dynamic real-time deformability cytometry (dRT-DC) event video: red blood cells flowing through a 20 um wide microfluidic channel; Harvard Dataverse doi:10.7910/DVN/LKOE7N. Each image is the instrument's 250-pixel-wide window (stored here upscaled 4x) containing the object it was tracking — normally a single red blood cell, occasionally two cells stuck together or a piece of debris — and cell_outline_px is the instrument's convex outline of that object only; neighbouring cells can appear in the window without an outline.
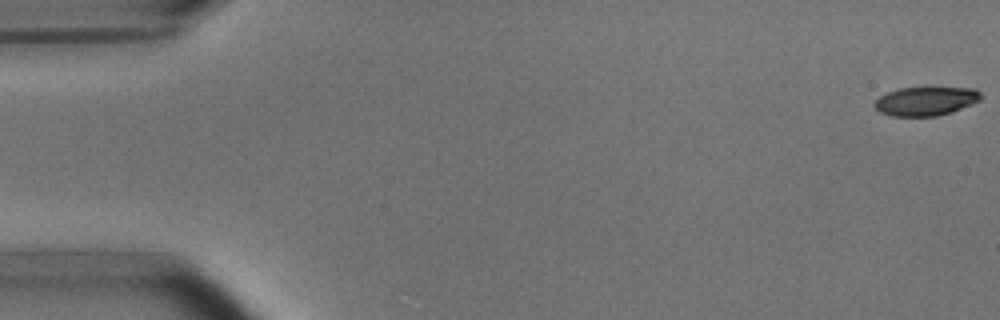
{"species": "common noctule bat (a hibernating species)", "species_latin": "Nyctalus noctula", "temperature_condition": "room temperature", "stored_images_in_passage": 53, "camera_frame_rate_fps": 3000, "um_per_image_px": 0.085, "animal": {"sex": "male", "body_mass_g": 15.6}, "frame": {"image": 1, "passage_image": 1, "time_ms": 0.0, "image_size_px": [1000, 320], "cell_outline_px": [[980, 100], [972, 104], [952, 112], [936, 116], [892, 116], [880, 112], [872, 104], [880, 96], [888, 92], [900, 88], [932, 84], [976, 88], [980, 92]], "centroid_in_image_um": [78.73, 8.53], "position_along_channel_um": 6.3, "area_um2": 18.84}}
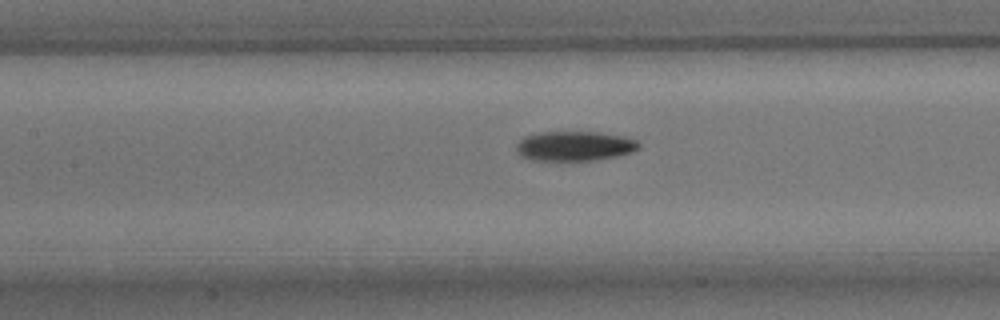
{"frame": {"image": 2, "passage_image": 24, "time_ms": 7.667, "image_size_px": [1000, 320], "cell_outline_px": [[640, 148], [632, 152], [616, 156], [592, 160], [536, 160], [520, 156], [516, 148], [516, 144], [524, 136], [540, 132], [600, 132], [624, 136], [636, 140], [640, 144]], "centroid_in_image_um": [48.85, 12.4], "position_along_channel_um": 158.6, "area_um2": 21.15}}
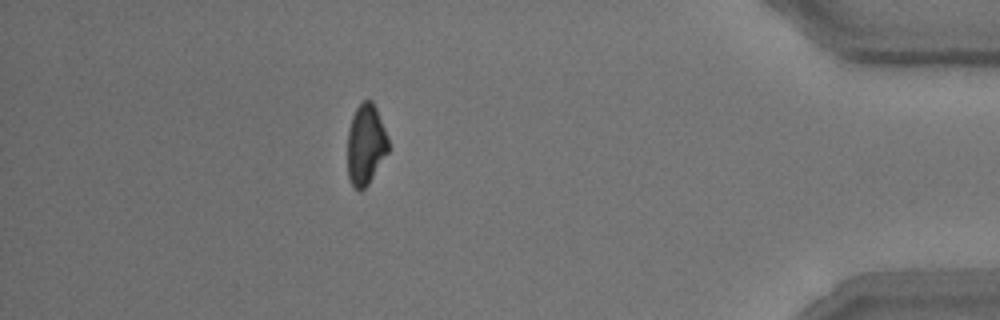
{"frame": {"image": 3, "passage_image": 47, "time_ms": 15.333, "image_size_px": [1000, 320], "cell_outline_px": [[388, 152], [368, 184], [364, 188], [356, 188], [352, 184], [348, 176], [348, 128], [352, 116], [356, 108], [364, 100], [372, 100], [376, 108], [384, 128], [388, 140]], "centroid_in_image_um": [31.08, 12.26], "position_along_channel_um": 404.1, "area_um2": 18.84}, "authors_computed_cell_mechanics": {"area_um2": 20.23, "velocity_mm_per_s": 3.809, "shape_relaxation_time_tau1_ms": 3.1943, "shape_relaxation_time_tau2_ms": 8.5753, "deformation_change_tau1": 0.1389, "deformation_change_tau2": 0.1866}}